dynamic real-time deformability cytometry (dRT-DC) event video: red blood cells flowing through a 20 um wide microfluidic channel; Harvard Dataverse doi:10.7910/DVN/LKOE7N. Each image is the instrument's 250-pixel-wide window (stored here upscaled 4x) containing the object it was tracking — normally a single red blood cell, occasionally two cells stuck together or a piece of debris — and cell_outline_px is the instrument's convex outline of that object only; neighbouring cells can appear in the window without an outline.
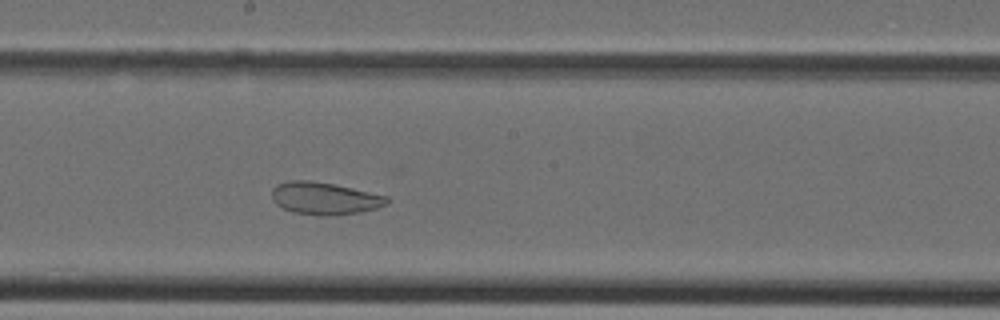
{"species": "Egyptian fruit bat (a non-hibernating species)", "species_latin": "Rousettus aegyptiacus", "temperature_condition": "cold", "stored_images_in_passage": 35, "camera_frame_rate_fps": 3000, "um_per_image_px": 0.085, "animal": {"sex": "female"}, "frame": {"image": 1, "passage_image": 16, "time_ms": 5.0, "image_size_px": [1000, 320], "cell_outline_px": [[388, 204], [376, 208], [360, 212], [332, 216], [320, 216], [296, 212], [284, 208], [276, 204], [272, 200], [272, 188], [276, 184], [292, 180], [308, 180], [332, 184], [352, 188], [388, 196]], "centroid_in_image_um": [27.59, 16.86], "position_along_channel_um": 220.6, "area_um2": 21.62}}
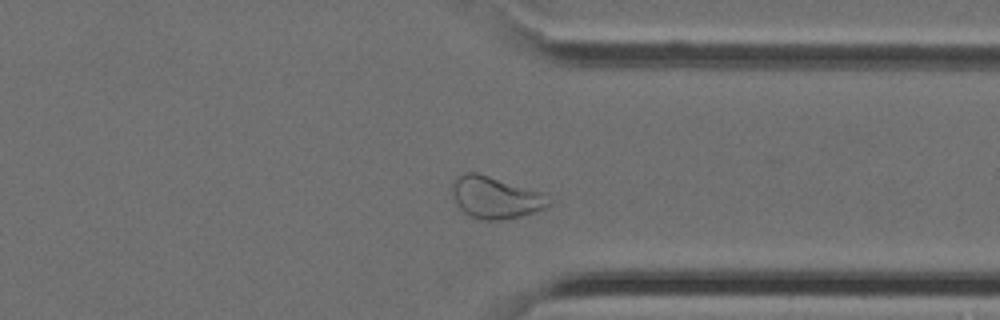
{"frame": {"image": 2, "passage_image": 25, "time_ms": 8.0, "image_size_px": [1000, 320], "cell_outline_px": [[556, 200], [552, 204], [544, 208], [520, 216], [500, 220], [484, 220], [472, 216], [464, 212], [456, 204], [452, 192], [452, 184], [456, 176], [464, 172], [476, 172], [548, 192], [556, 196]], "centroid_in_image_um": [42.23, 16.75], "position_along_channel_um": 369.2, "area_um2": 24.39}}
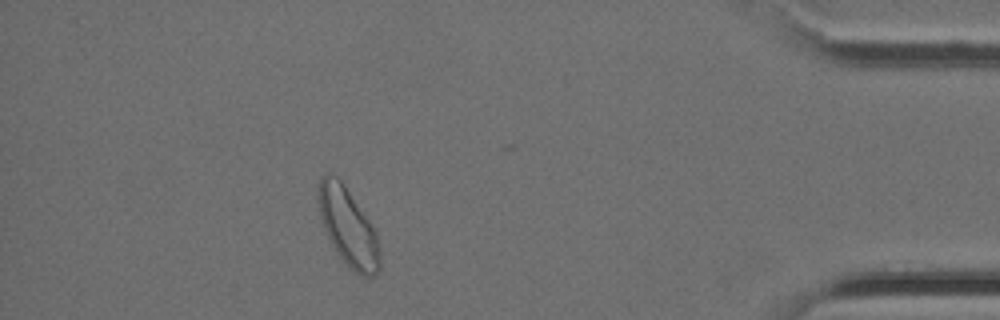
{"frame": {"image": 3, "passage_image": 30, "time_ms": 9.667, "image_size_px": [1000, 320], "cell_outline_px": [[380, 268], [376, 276], [364, 276], [356, 272], [336, 252], [324, 228], [320, 216], [316, 200], [316, 196], [320, 176], [324, 172], [328, 172], [336, 176], [344, 184], [376, 232], [380, 252]], "centroid_in_image_um": [29.55, 19.24], "position_along_channel_um": 405.6, "area_um2": 27.8}}